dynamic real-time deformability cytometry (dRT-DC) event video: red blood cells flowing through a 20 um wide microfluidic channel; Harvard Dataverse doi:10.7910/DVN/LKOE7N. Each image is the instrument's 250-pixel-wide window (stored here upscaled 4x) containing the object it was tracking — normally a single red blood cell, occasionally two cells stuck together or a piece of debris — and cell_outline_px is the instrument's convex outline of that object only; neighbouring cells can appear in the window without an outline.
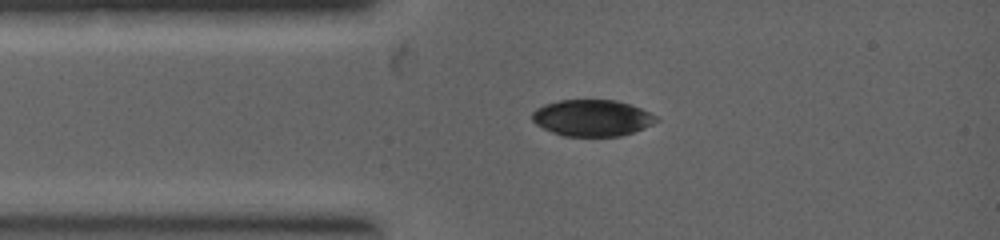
{"species": "common noctule bat (a hibernating species)", "species_latin": "Nyctalus noctula", "temperature_condition": "warm", "stored_images_in_passage": 2, "camera_frame_rate_fps": 5000, "um_per_image_px": 0.085, "animal": {"sex": "female", "body_mass_g": 19.0, "forearm_length_mm": 53.3}, "frame": {"image": 1, "passage_image": 2, "time_ms": 0.4, "image_size_px": [1000, 240], "cell_outline_px": [[660, 120], [644, 128], [620, 136], [564, 136], [552, 132], [536, 124], [532, 120], [532, 112], [536, 108], [544, 104], [560, 100], [616, 100], [640, 108], [656, 116]], "centroid_in_image_um": [50.31, 10.02], "position_along_channel_um": 34.7, "area_um2": 26.24}}